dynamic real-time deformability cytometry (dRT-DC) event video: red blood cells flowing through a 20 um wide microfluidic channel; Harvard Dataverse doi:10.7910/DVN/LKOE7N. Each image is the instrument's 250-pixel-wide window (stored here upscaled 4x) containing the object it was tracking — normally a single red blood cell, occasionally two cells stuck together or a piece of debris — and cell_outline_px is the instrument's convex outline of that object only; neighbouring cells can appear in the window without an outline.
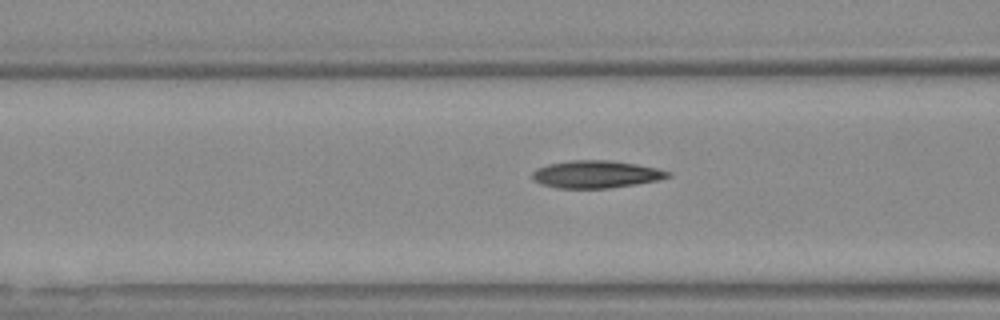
{"species": "Egyptian fruit bat (a non-hibernating species)", "species_latin": "Rousettus aegyptiacus", "temperature_condition": "warm", "stored_images_in_passage": 12, "camera_frame_rate_fps": 3000, "um_per_image_px": 0.085, "animal": {"sex": "female"}, "frame": {"image": 1, "passage_image": 10, "time_ms": 3.0, "image_size_px": [1000, 320], "cell_outline_px": [[672, 176], [656, 180], [608, 188], [556, 188], [540, 184], [532, 176], [532, 172], [536, 168], [548, 164], [572, 160], [608, 160], [636, 164], [656, 168], [672, 172]], "centroid_in_image_um": [50.64, 14.81], "position_along_channel_um": 116.0, "area_um2": 21.5}}